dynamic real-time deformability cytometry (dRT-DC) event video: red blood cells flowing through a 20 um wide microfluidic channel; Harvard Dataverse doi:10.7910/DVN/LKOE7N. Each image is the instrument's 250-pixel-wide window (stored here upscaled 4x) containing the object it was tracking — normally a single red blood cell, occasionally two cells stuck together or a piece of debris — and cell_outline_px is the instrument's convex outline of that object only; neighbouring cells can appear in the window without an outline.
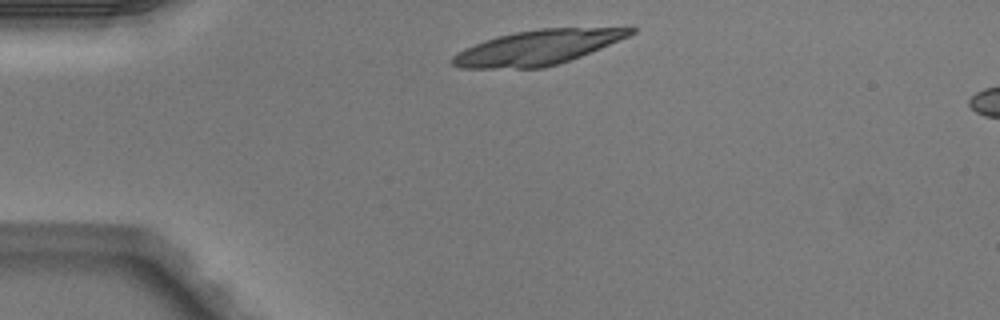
{"species": "Egyptian fruit bat (a non-hibernating species)", "species_latin": "Rousettus aegyptiacus", "temperature_condition": "warm", "stored_images_in_passage": 2, "camera_frame_rate_fps": 3000, "um_per_image_px": 0.085, "animal": {"sex": "male"}, "frame": {"image": 1, "passage_image": 1, "time_ms": 0.0, "image_size_px": [1000, 320], "cell_outline_px": [[640, 28], [636, 32], [628, 36], [600, 48], [580, 56], [544, 68], [460, 68], [452, 64], [448, 60], [452, 56], [464, 48], [484, 40], [516, 32], [540, 28]], "centroid_in_image_um": [45.64, 4.04], "position_along_channel_um": 39.4, "area_um2": 35.55}}